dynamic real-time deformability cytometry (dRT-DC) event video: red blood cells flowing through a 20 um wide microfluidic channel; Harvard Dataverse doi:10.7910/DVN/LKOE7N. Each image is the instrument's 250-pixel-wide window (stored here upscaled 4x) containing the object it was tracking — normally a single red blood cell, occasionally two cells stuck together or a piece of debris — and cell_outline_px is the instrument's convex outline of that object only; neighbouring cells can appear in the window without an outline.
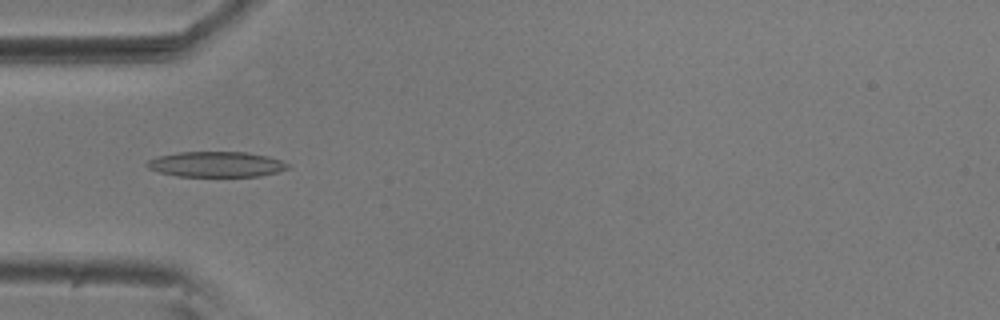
{"species": "common noctule bat (a hibernating species)", "species_latin": "Nyctalus noctula", "temperature_condition": "room temperature", "stored_images_in_passage": 55, "camera_frame_rate_fps": 3000, "um_per_image_px": 0.085, "animal": {"sex": "male", "body_mass_g": 20.5, "forearm_length_mm": 52.5}, "frame": {"image": 1, "passage_image": 17, "time_ms": 5.333, "image_size_px": [1000, 320], "cell_outline_px": [[288, 168], [276, 172], [260, 176], [176, 176], [160, 172], [148, 168], [144, 164], [148, 160], [156, 156], [176, 152], [248, 152], [268, 156], [280, 160], [288, 164]], "centroid_in_image_um": [18.33, 13.96], "position_along_channel_um": 66.7, "area_um2": 20.87}}
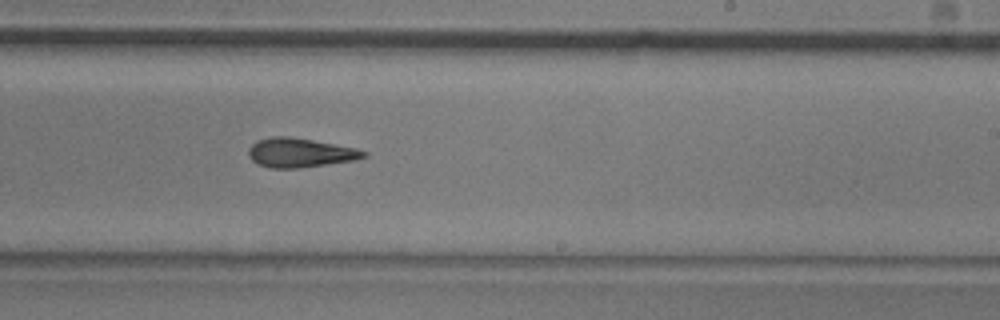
{"frame": {"image": 2, "passage_image": 33, "time_ms": 10.667, "image_size_px": [1000, 320], "cell_outline_px": [[368, 156], [352, 160], [300, 168], [268, 168], [252, 160], [248, 156], [248, 148], [256, 140], [272, 136], [288, 136], [312, 140], [356, 148], [368, 152]], "centroid_in_image_um": [25.47, 12.97], "position_along_channel_um": 263.5, "area_um2": 19.54}}
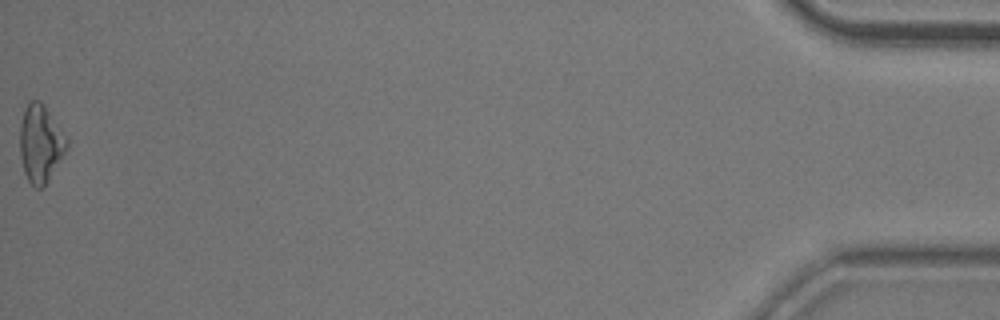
{"frame": {"image": 3, "passage_image": 55, "time_ms": 18.0, "image_size_px": [1000, 320], "cell_outline_px": [[68, 144], [64, 152], [48, 180], [40, 188], [36, 188], [28, 180], [24, 172], [20, 156], [20, 124], [24, 112], [28, 104], [32, 100], [40, 100], [44, 104], [68, 140]], "centroid_in_image_um": [3.42, 12.19], "position_along_channel_um": 431.8, "area_um2": 20.63}, "authors_computed_cell_mechanics": {"area_um2": 19.5364, "velocity_mm_per_s": 3.6764, "shape_relaxation_time_tau1_ms": null, "shape_relaxation_time_tau2_ms": 6.2901, "deformation_change_tau1": null, "deformation_change_tau2": 0.1951}}